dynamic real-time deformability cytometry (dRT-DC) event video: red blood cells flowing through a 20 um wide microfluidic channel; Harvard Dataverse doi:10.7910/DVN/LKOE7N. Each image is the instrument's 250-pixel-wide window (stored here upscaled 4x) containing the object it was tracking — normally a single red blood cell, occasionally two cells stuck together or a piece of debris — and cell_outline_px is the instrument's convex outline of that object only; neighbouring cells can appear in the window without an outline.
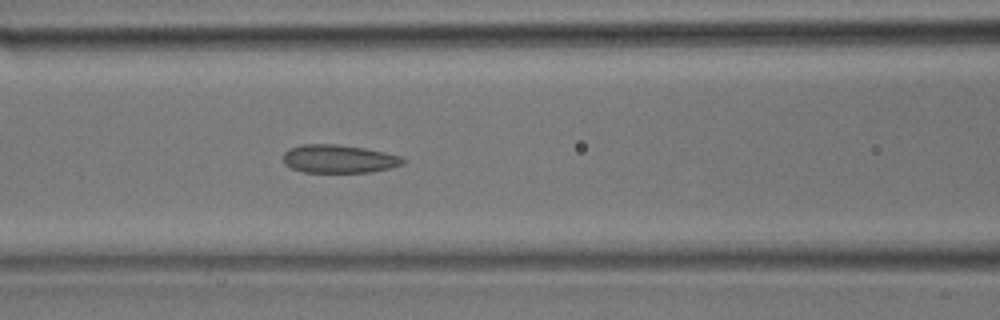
{"species": "common noctule bat (a hibernating species)", "species_latin": "Nyctalus noctula", "temperature_condition": "room temperature", "stored_images_in_passage": 27, "camera_frame_rate_fps": 3000, "um_per_image_px": 0.085, "animal": {"sex": "male", "body_mass_g": 17.9}, "frame": {"image": 1, "passage_image": 6, "time_ms": 1.667, "image_size_px": [1000, 320], "cell_outline_px": [[408, 160], [404, 164], [372, 172], [304, 172], [292, 168], [284, 164], [284, 152], [288, 148], [300, 144], [336, 144], [364, 148], [404, 156]], "centroid_in_image_um": [28.83, 13.5], "position_along_channel_um": 137.8, "area_um2": 19.88}}
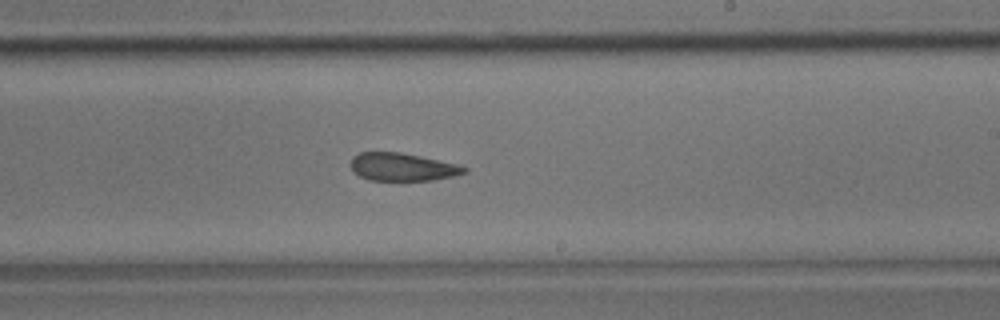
{"frame": {"image": 2, "passage_image": 12, "time_ms": 3.667, "image_size_px": [1000, 320], "cell_outline_px": [[468, 172], [452, 176], [432, 180], [368, 180], [352, 172], [352, 156], [360, 152], [400, 152], [420, 156], [456, 164], [468, 168]], "centroid_in_image_um": [34.18, 14.19], "position_along_channel_um": 254.8, "area_um2": 18.32}}
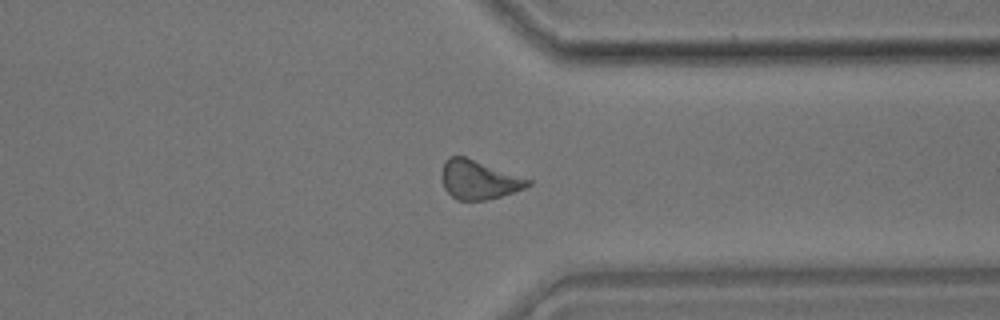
{"frame": {"image": 3, "passage_image": 18, "time_ms": 5.667, "image_size_px": [1000, 320], "cell_outline_px": [[532, 184], [524, 188], [500, 196], [484, 200], [456, 200], [444, 188], [440, 176], [440, 172], [444, 160], [452, 156], [464, 156], [532, 180]], "centroid_in_image_um": [40.64, 15.27], "position_along_channel_um": 370.8, "area_um2": 19.48}}